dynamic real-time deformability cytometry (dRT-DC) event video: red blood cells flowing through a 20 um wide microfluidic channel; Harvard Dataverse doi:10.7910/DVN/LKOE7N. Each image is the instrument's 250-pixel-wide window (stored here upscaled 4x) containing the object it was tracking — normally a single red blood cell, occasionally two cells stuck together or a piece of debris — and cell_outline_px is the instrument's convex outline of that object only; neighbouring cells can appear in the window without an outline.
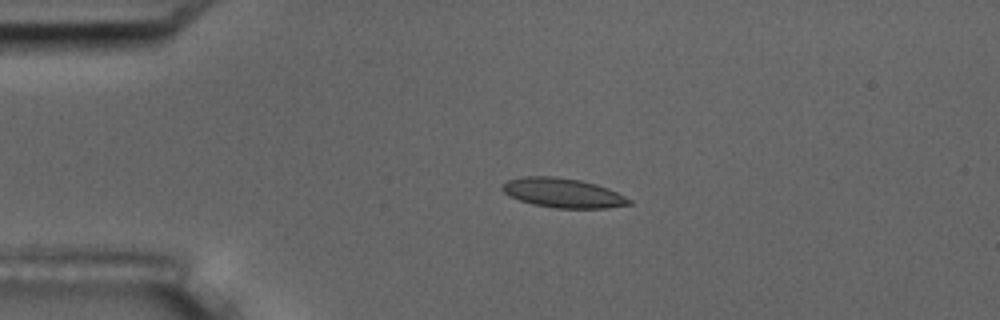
{"species": "common noctule bat (a hibernating species)", "species_latin": "Nyctalus noctula", "temperature_condition": "room temperature", "stored_images_in_passage": 4, "camera_frame_rate_fps": 3000, "um_per_image_px": 0.085, "animal": {"sex": "male", "body_mass_g": 17.5, "forearm_length_mm": 52.3}, "frame": {"image": 1, "passage_image": 3, "time_ms": 2.333, "image_size_px": [1000, 320], "cell_outline_px": [[632, 204], [608, 208], [556, 208], [532, 204], [520, 200], [504, 192], [500, 188], [500, 184], [508, 180], [524, 176], [556, 176], [580, 180], [596, 184], [608, 188], [632, 200]], "centroid_in_image_um": [47.84, 16.39], "position_along_channel_um": 37.2, "area_um2": 21.79}}